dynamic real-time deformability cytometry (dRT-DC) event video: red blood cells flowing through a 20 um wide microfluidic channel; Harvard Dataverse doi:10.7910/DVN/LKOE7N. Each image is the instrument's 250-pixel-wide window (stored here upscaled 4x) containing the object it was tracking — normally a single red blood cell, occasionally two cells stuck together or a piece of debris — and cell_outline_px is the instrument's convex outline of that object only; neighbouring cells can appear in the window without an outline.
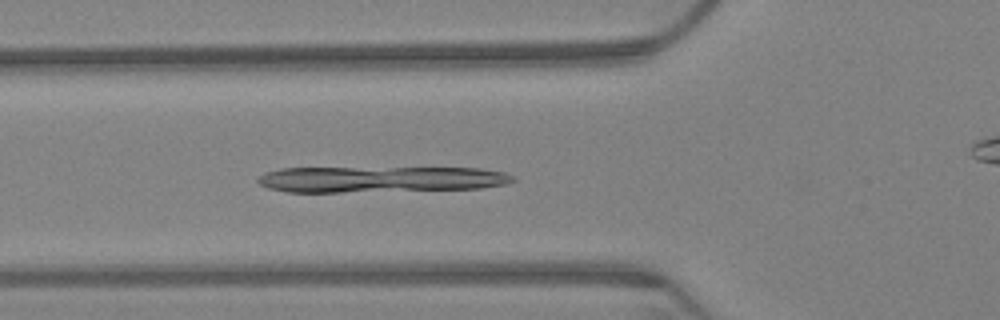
{"species": "Egyptian fruit bat (a non-hibernating species)", "species_latin": "Rousettus aegyptiacus", "temperature_condition": "warm", "stored_images_in_passage": 48, "camera_frame_rate_fps": 3000, "um_per_image_px": 0.085, "animal": {"sex": "female"}, "frame": {"image": 1, "passage_image": 6, "time_ms": 1.667, "image_size_px": [1000, 320], "cell_outline_px": [[516, 180], [504, 184], [480, 188], [340, 192], [288, 192], [268, 188], [260, 184], [256, 180], [264, 172], [280, 168], [480, 168], [504, 172], [516, 176]], "centroid_in_image_um": [32.32, 15.23], "position_along_channel_um": 93.5, "area_um2": 38.67}}
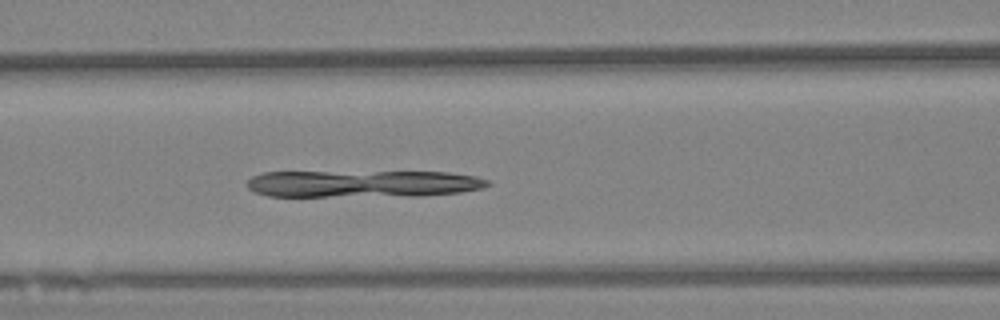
{"frame": {"image": 2, "passage_image": 10, "time_ms": 3.0, "image_size_px": [1000, 320], "cell_outline_px": [[492, 184], [484, 188], [460, 192], [424, 196], [268, 196], [256, 192], [248, 188], [244, 184], [252, 176], [264, 172], [448, 172], [476, 176], [488, 180]], "centroid_in_image_um": [30.87, 15.62], "position_along_channel_um": 135.7, "area_um2": 38.21}}